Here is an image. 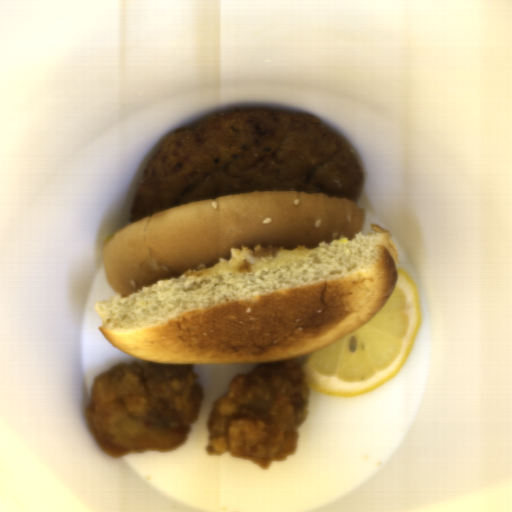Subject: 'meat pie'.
<instances>
[{
    "instance_id": "b5893723",
    "label": "meat pie",
    "mask_w": 512,
    "mask_h": 512,
    "mask_svg": "<svg viewBox=\"0 0 512 512\" xmlns=\"http://www.w3.org/2000/svg\"><path fill=\"white\" fill-rule=\"evenodd\" d=\"M365 173L346 140L316 118L224 112L173 131L133 192L130 224L171 207L255 191L359 198Z\"/></svg>"
}]
</instances>
